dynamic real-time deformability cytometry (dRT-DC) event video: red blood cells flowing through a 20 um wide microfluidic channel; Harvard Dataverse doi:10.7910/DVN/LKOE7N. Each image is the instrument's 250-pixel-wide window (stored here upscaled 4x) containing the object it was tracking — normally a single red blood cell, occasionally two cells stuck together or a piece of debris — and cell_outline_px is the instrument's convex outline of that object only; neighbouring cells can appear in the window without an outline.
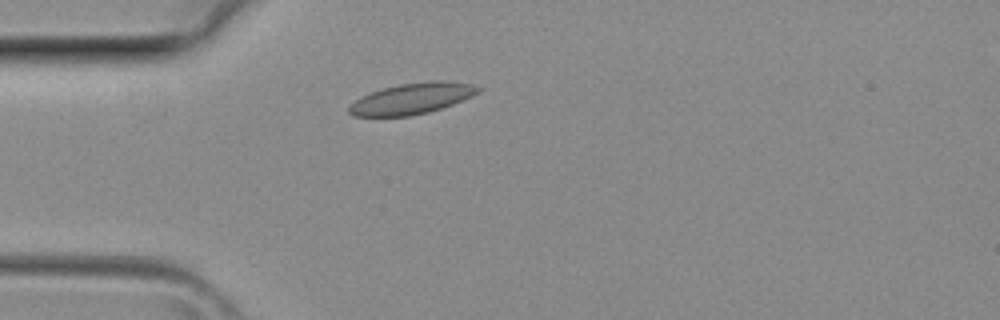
{"species": "common noctule bat (a hibernating species)", "species_latin": "Nyctalus noctula", "temperature_condition": "room temperature", "stored_images_in_passage": 29, "camera_frame_rate_fps": 3000, "um_per_image_px": 0.085, "animal": {"sex": "female", "body_mass_g": 29.2, "forearm_length_mm": 56.3}, "frame": {"image": 1, "passage_image": 1, "time_ms": 0.0, "image_size_px": [1000, 320], "cell_outline_px": [[480, 92], [472, 96], [452, 104], [428, 112], [408, 116], [352, 116], [348, 112], [348, 108], [356, 100], [372, 92], [384, 88], [400, 84], [436, 80], [444, 80], [472, 84], [480, 88]], "centroid_in_image_um": [35.03, 8.37], "position_along_channel_um": 50.0, "area_um2": 22.95}}
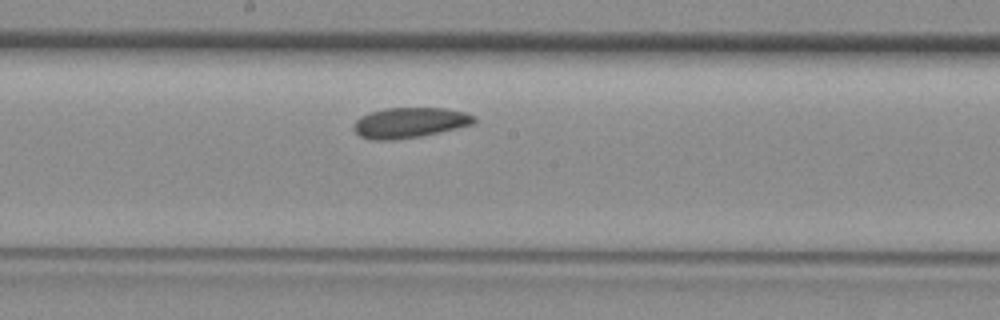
{"frame": {"image": 2, "passage_image": 11, "time_ms": 3.333, "image_size_px": [1000, 320], "cell_outline_px": [[476, 120], [472, 124], [456, 128], [420, 136], [392, 140], [372, 140], [360, 136], [352, 128], [352, 124], [360, 116], [368, 112], [384, 108], [448, 108], [464, 112], [476, 116]], "centroid_in_image_um": [34.78, 10.41], "position_along_channel_um": 213.4, "area_um2": 21.39}}
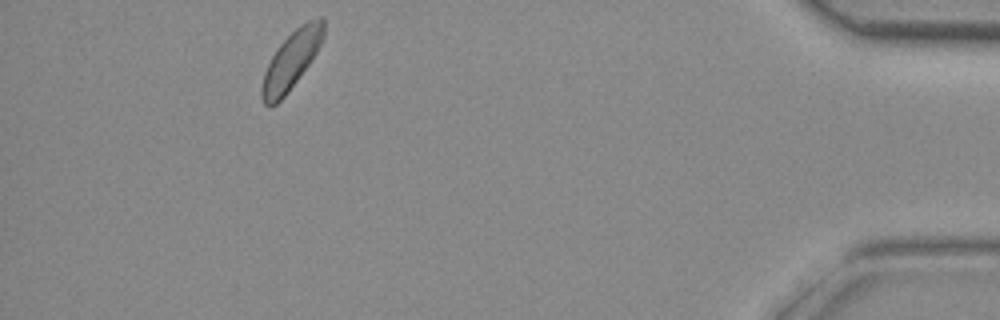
{"frame": {"image": 3, "passage_image": 26, "time_ms": 8.333, "image_size_px": [1000, 320], "cell_outline_px": [[324, 36], [316, 52], [308, 64], [284, 96], [276, 104], [268, 108], [264, 104], [260, 96], [260, 88], [264, 72], [276, 48], [300, 24], [308, 20], [320, 16], [324, 16]], "centroid_in_image_um": [24.73, 5.11], "position_along_channel_um": 410.5, "area_um2": 20.58}}